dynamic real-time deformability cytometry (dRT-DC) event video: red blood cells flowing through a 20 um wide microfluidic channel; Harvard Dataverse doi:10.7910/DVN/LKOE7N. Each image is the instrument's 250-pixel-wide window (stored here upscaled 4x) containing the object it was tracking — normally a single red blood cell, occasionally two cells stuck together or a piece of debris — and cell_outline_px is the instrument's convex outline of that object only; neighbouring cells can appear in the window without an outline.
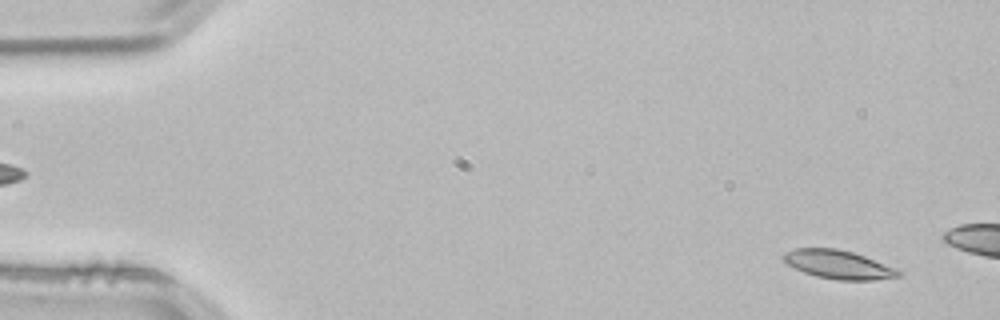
{"species": "common noctule bat (a hibernating species)", "species_latin": "Nyctalus noctula", "temperature_condition": "room temperature", "stored_images_in_passage": 13, "camera_frame_rate_fps": 3000, "um_per_image_px": 0.085, "animal": {"sex": "male", "body_mass_g": 21.5, "forearm_length_mm": 52.0}, "frame": {"image": 1, "passage_image": 4, "time_ms": 1.0, "image_size_px": [1000, 320], "cell_outline_px": [[904, 276], [872, 280], [836, 280], [816, 276], [804, 272], [788, 264], [780, 256], [784, 252], [796, 248], [836, 248], [852, 252], [864, 256], [896, 268]], "centroid_in_image_um": [71.26, 22.48], "position_along_channel_um": 13.7, "area_um2": 19.13}}